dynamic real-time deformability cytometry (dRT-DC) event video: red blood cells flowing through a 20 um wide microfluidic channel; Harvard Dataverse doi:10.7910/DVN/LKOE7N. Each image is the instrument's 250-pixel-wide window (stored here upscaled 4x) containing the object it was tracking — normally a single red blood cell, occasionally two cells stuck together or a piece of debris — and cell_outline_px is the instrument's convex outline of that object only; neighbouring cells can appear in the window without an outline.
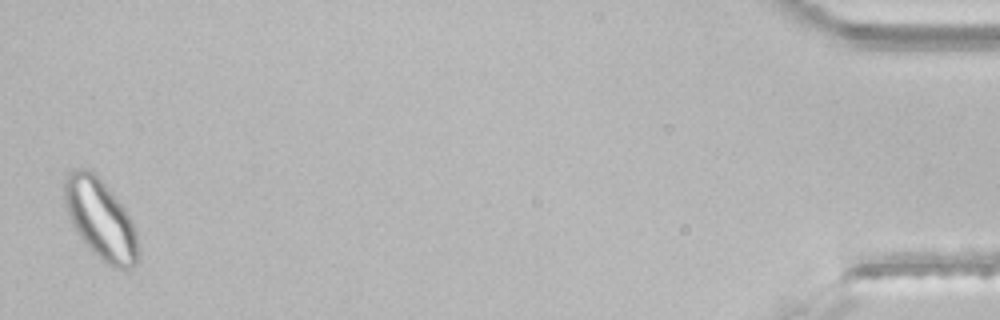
{"species": "common noctule bat (a hibernating species)", "species_latin": "Nyctalus noctula", "temperature_condition": "room temperature", "stored_images_in_passage": 33, "segment_of_instrument_passage": [2, 2], "camera_frame_rate_fps": 3000, "um_per_image_px": 0.085, "animal": {"sex": "male", "body_mass_g": 21.5, "forearm_length_mm": 52.0}, "frame": {"image": 1, "passage_image": 33, "time_ms": 10.667, "image_size_px": [1000, 320], "cell_outline_px": [[140, 256], [136, 264], [132, 268], [112, 268], [104, 264], [84, 244], [76, 232], [72, 224], [64, 204], [64, 180], [68, 172], [72, 168], [84, 168], [96, 172], [100, 176], [128, 212], [132, 220], [136, 232], [140, 252]], "centroid_in_image_um": [8.55, 18.63], "position_along_channel_um": 426.6, "area_um2": 35.37}}